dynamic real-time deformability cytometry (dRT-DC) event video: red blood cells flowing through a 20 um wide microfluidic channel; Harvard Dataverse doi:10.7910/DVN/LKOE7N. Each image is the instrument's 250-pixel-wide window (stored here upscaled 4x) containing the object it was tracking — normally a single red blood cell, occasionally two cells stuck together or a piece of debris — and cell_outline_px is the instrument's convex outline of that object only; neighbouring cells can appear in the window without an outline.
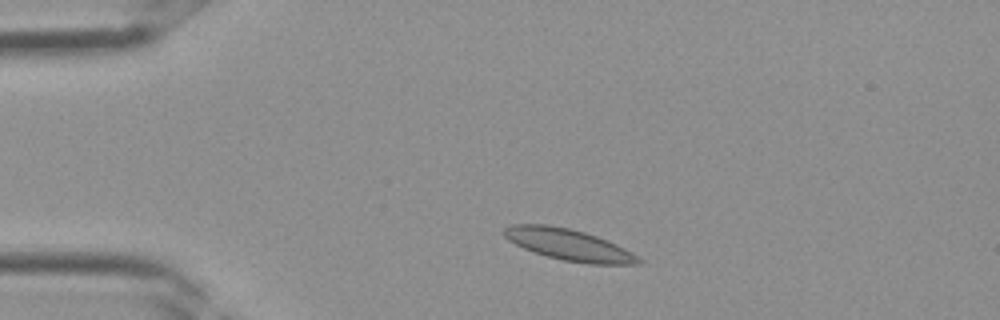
{"species": "Egyptian fruit bat (a non-hibernating species)", "species_latin": "Rousettus aegyptiacus", "temperature_condition": "room temperature", "stored_images_in_passage": 2, "camera_frame_rate_fps": 3000, "um_per_image_px": 0.085, "frame": {"image": 1, "passage_image": 1, "time_ms": 0.0, "image_size_px": [1000, 320], "cell_outline_px": [[644, 260], [640, 264], [588, 264], [564, 260], [548, 256], [524, 248], [508, 240], [504, 236], [504, 228], [512, 224], [548, 224], [568, 228], [584, 232], [608, 240], [632, 252]], "centroid_in_image_um": [48.38, 20.8], "position_along_channel_um": 36.6, "area_um2": 24.45}}
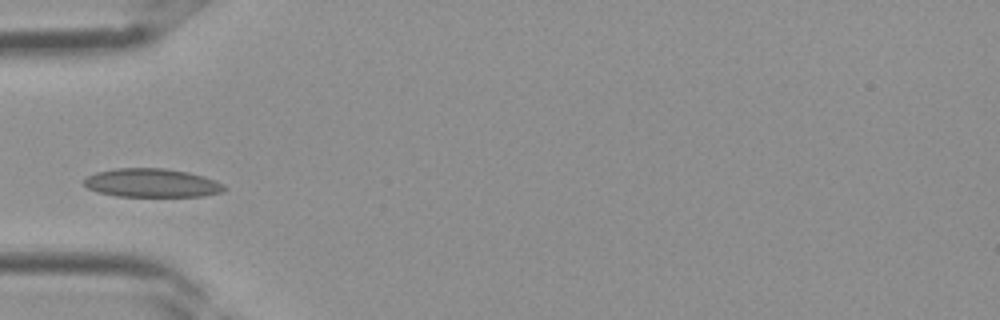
{"frame": {"image": 2, "passage_image": 2, "time_ms": 0.333, "image_size_px": [1000, 320], "cell_outline_px": [[228, 188], [224, 192], [204, 196], [116, 196], [96, 192], [88, 188], [84, 184], [84, 180], [88, 176], [96, 172], [116, 168], [164, 168], [188, 172], [204, 176], [216, 180], [224, 184]], "centroid_in_image_um": [12.95, 15.55], "position_along_channel_um": 72.1, "area_um2": 23.58}}